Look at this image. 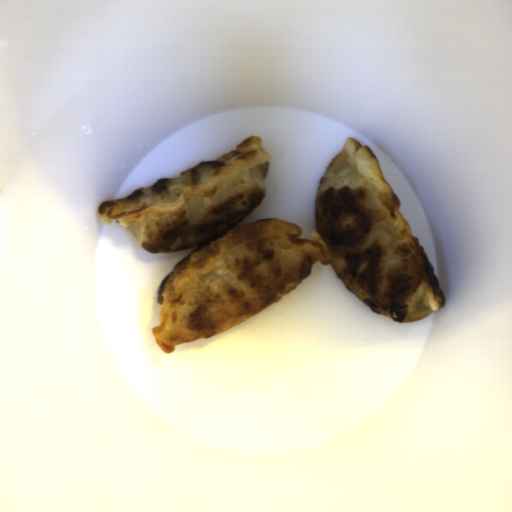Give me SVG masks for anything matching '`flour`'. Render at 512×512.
I'll use <instances>...</instances> for the list:
<instances>
[{"label":"flour","mask_w":512,"mask_h":512,"mask_svg":"<svg viewBox=\"0 0 512 512\" xmlns=\"http://www.w3.org/2000/svg\"><path fill=\"white\" fill-rule=\"evenodd\" d=\"M262 137L180 175L107 200L97 215L150 253L197 247L157 291L158 348L210 339L276 304L318 262L373 313L415 322L446 304L435 268L368 144L347 137L315 198V231L280 219L244 222L264 201L271 158Z\"/></svg>","instance_id":"flour-1"}]
</instances>
